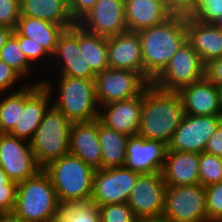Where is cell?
Returning <instances> with one entry per match:
<instances>
[{
	"label": "cell",
	"mask_w": 222,
	"mask_h": 222,
	"mask_svg": "<svg viewBox=\"0 0 222 222\" xmlns=\"http://www.w3.org/2000/svg\"><path fill=\"white\" fill-rule=\"evenodd\" d=\"M42 82L41 79L33 84L26 82L24 110L10 135L27 141L33 139L45 112L52 105V95Z\"/></svg>",
	"instance_id": "15"
},
{
	"label": "cell",
	"mask_w": 222,
	"mask_h": 222,
	"mask_svg": "<svg viewBox=\"0 0 222 222\" xmlns=\"http://www.w3.org/2000/svg\"><path fill=\"white\" fill-rule=\"evenodd\" d=\"M17 185H3L0 187V212H11L15 205Z\"/></svg>",
	"instance_id": "42"
},
{
	"label": "cell",
	"mask_w": 222,
	"mask_h": 222,
	"mask_svg": "<svg viewBox=\"0 0 222 222\" xmlns=\"http://www.w3.org/2000/svg\"><path fill=\"white\" fill-rule=\"evenodd\" d=\"M77 24L89 33L104 37L128 31L124 0H98Z\"/></svg>",
	"instance_id": "14"
},
{
	"label": "cell",
	"mask_w": 222,
	"mask_h": 222,
	"mask_svg": "<svg viewBox=\"0 0 222 222\" xmlns=\"http://www.w3.org/2000/svg\"><path fill=\"white\" fill-rule=\"evenodd\" d=\"M60 203L48 174L36 175L17 183L13 212L25 222H57Z\"/></svg>",
	"instance_id": "5"
},
{
	"label": "cell",
	"mask_w": 222,
	"mask_h": 222,
	"mask_svg": "<svg viewBox=\"0 0 222 222\" xmlns=\"http://www.w3.org/2000/svg\"><path fill=\"white\" fill-rule=\"evenodd\" d=\"M57 222H101L98 206L92 202L60 206Z\"/></svg>",
	"instance_id": "30"
},
{
	"label": "cell",
	"mask_w": 222,
	"mask_h": 222,
	"mask_svg": "<svg viewBox=\"0 0 222 222\" xmlns=\"http://www.w3.org/2000/svg\"><path fill=\"white\" fill-rule=\"evenodd\" d=\"M204 77L216 86L222 85V57L204 64Z\"/></svg>",
	"instance_id": "41"
},
{
	"label": "cell",
	"mask_w": 222,
	"mask_h": 222,
	"mask_svg": "<svg viewBox=\"0 0 222 222\" xmlns=\"http://www.w3.org/2000/svg\"><path fill=\"white\" fill-rule=\"evenodd\" d=\"M162 2L172 15L190 16L195 9L197 0H162Z\"/></svg>",
	"instance_id": "40"
},
{
	"label": "cell",
	"mask_w": 222,
	"mask_h": 222,
	"mask_svg": "<svg viewBox=\"0 0 222 222\" xmlns=\"http://www.w3.org/2000/svg\"><path fill=\"white\" fill-rule=\"evenodd\" d=\"M218 94H219V101H220V113L222 116V85L218 86Z\"/></svg>",
	"instance_id": "49"
},
{
	"label": "cell",
	"mask_w": 222,
	"mask_h": 222,
	"mask_svg": "<svg viewBox=\"0 0 222 222\" xmlns=\"http://www.w3.org/2000/svg\"><path fill=\"white\" fill-rule=\"evenodd\" d=\"M199 177L203 187L222 181V157L199 153Z\"/></svg>",
	"instance_id": "32"
},
{
	"label": "cell",
	"mask_w": 222,
	"mask_h": 222,
	"mask_svg": "<svg viewBox=\"0 0 222 222\" xmlns=\"http://www.w3.org/2000/svg\"><path fill=\"white\" fill-rule=\"evenodd\" d=\"M222 13V0H197L190 17L200 22L214 23Z\"/></svg>",
	"instance_id": "37"
},
{
	"label": "cell",
	"mask_w": 222,
	"mask_h": 222,
	"mask_svg": "<svg viewBox=\"0 0 222 222\" xmlns=\"http://www.w3.org/2000/svg\"><path fill=\"white\" fill-rule=\"evenodd\" d=\"M52 64L55 65L53 66ZM51 65L50 68L54 70L55 67L56 74L59 73L57 75L83 79H95L96 77L89 64L80 59L79 55L73 60H51Z\"/></svg>",
	"instance_id": "33"
},
{
	"label": "cell",
	"mask_w": 222,
	"mask_h": 222,
	"mask_svg": "<svg viewBox=\"0 0 222 222\" xmlns=\"http://www.w3.org/2000/svg\"><path fill=\"white\" fill-rule=\"evenodd\" d=\"M0 166L9 179L20 183L36 175L38 165L30 141L4 133L0 141Z\"/></svg>",
	"instance_id": "12"
},
{
	"label": "cell",
	"mask_w": 222,
	"mask_h": 222,
	"mask_svg": "<svg viewBox=\"0 0 222 222\" xmlns=\"http://www.w3.org/2000/svg\"><path fill=\"white\" fill-rule=\"evenodd\" d=\"M204 151L222 157V122L207 141Z\"/></svg>",
	"instance_id": "44"
},
{
	"label": "cell",
	"mask_w": 222,
	"mask_h": 222,
	"mask_svg": "<svg viewBox=\"0 0 222 222\" xmlns=\"http://www.w3.org/2000/svg\"><path fill=\"white\" fill-rule=\"evenodd\" d=\"M12 34L18 39L19 45L25 57L33 67L35 66L36 69H39L37 68V65L40 62H42V64L44 63L43 67L47 65V62L49 63L48 66H51L52 57L47 53V51L41 45H38L35 42H33L31 38L18 35L14 30Z\"/></svg>",
	"instance_id": "34"
},
{
	"label": "cell",
	"mask_w": 222,
	"mask_h": 222,
	"mask_svg": "<svg viewBox=\"0 0 222 222\" xmlns=\"http://www.w3.org/2000/svg\"><path fill=\"white\" fill-rule=\"evenodd\" d=\"M4 133L0 130V141H1V138L3 137Z\"/></svg>",
	"instance_id": "51"
},
{
	"label": "cell",
	"mask_w": 222,
	"mask_h": 222,
	"mask_svg": "<svg viewBox=\"0 0 222 222\" xmlns=\"http://www.w3.org/2000/svg\"><path fill=\"white\" fill-rule=\"evenodd\" d=\"M24 80L13 68L0 60V95L16 87L17 82ZM2 93V94H1Z\"/></svg>",
	"instance_id": "39"
},
{
	"label": "cell",
	"mask_w": 222,
	"mask_h": 222,
	"mask_svg": "<svg viewBox=\"0 0 222 222\" xmlns=\"http://www.w3.org/2000/svg\"><path fill=\"white\" fill-rule=\"evenodd\" d=\"M0 60L13 68L22 78L26 75L31 76L34 67L28 62L25 57L18 39L11 34L5 45L0 50Z\"/></svg>",
	"instance_id": "29"
},
{
	"label": "cell",
	"mask_w": 222,
	"mask_h": 222,
	"mask_svg": "<svg viewBox=\"0 0 222 222\" xmlns=\"http://www.w3.org/2000/svg\"><path fill=\"white\" fill-rule=\"evenodd\" d=\"M98 0H69V11L73 20L77 23L87 14Z\"/></svg>",
	"instance_id": "43"
},
{
	"label": "cell",
	"mask_w": 222,
	"mask_h": 222,
	"mask_svg": "<svg viewBox=\"0 0 222 222\" xmlns=\"http://www.w3.org/2000/svg\"><path fill=\"white\" fill-rule=\"evenodd\" d=\"M208 222H222V181L205 187Z\"/></svg>",
	"instance_id": "36"
},
{
	"label": "cell",
	"mask_w": 222,
	"mask_h": 222,
	"mask_svg": "<svg viewBox=\"0 0 222 222\" xmlns=\"http://www.w3.org/2000/svg\"><path fill=\"white\" fill-rule=\"evenodd\" d=\"M138 222H168L165 218H150V219H140Z\"/></svg>",
	"instance_id": "48"
},
{
	"label": "cell",
	"mask_w": 222,
	"mask_h": 222,
	"mask_svg": "<svg viewBox=\"0 0 222 222\" xmlns=\"http://www.w3.org/2000/svg\"><path fill=\"white\" fill-rule=\"evenodd\" d=\"M13 29L7 27V26H0V50L5 45L7 39L12 34Z\"/></svg>",
	"instance_id": "46"
},
{
	"label": "cell",
	"mask_w": 222,
	"mask_h": 222,
	"mask_svg": "<svg viewBox=\"0 0 222 222\" xmlns=\"http://www.w3.org/2000/svg\"><path fill=\"white\" fill-rule=\"evenodd\" d=\"M0 222H25L13 211L0 214Z\"/></svg>",
	"instance_id": "45"
},
{
	"label": "cell",
	"mask_w": 222,
	"mask_h": 222,
	"mask_svg": "<svg viewBox=\"0 0 222 222\" xmlns=\"http://www.w3.org/2000/svg\"><path fill=\"white\" fill-rule=\"evenodd\" d=\"M203 77L204 64L197 52L186 41L151 83L162 90L178 92L181 88Z\"/></svg>",
	"instance_id": "8"
},
{
	"label": "cell",
	"mask_w": 222,
	"mask_h": 222,
	"mask_svg": "<svg viewBox=\"0 0 222 222\" xmlns=\"http://www.w3.org/2000/svg\"><path fill=\"white\" fill-rule=\"evenodd\" d=\"M20 16V0H0V26L14 30Z\"/></svg>",
	"instance_id": "38"
},
{
	"label": "cell",
	"mask_w": 222,
	"mask_h": 222,
	"mask_svg": "<svg viewBox=\"0 0 222 222\" xmlns=\"http://www.w3.org/2000/svg\"><path fill=\"white\" fill-rule=\"evenodd\" d=\"M69 153L95 170L101 168L102 152L98 137V119L89 122H73Z\"/></svg>",
	"instance_id": "21"
},
{
	"label": "cell",
	"mask_w": 222,
	"mask_h": 222,
	"mask_svg": "<svg viewBox=\"0 0 222 222\" xmlns=\"http://www.w3.org/2000/svg\"><path fill=\"white\" fill-rule=\"evenodd\" d=\"M165 189L161 172L141 173L138 176L127 201L138 220L162 217Z\"/></svg>",
	"instance_id": "11"
},
{
	"label": "cell",
	"mask_w": 222,
	"mask_h": 222,
	"mask_svg": "<svg viewBox=\"0 0 222 222\" xmlns=\"http://www.w3.org/2000/svg\"><path fill=\"white\" fill-rule=\"evenodd\" d=\"M184 115L178 92L165 91L150 83L143 91L138 135L168 145Z\"/></svg>",
	"instance_id": "1"
},
{
	"label": "cell",
	"mask_w": 222,
	"mask_h": 222,
	"mask_svg": "<svg viewBox=\"0 0 222 222\" xmlns=\"http://www.w3.org/2000/svg\"><path fill=\"white\" fill-rule=\"evenodd\" d=\"M101 222H138L128 203L98 206Z\"/></svg>",
	"instance_id": "35"
},
{
	"label": "cell",
	"mask_w": 222,
	"mask_h": 222,
	"mask_svg": "<svg viewBox=\"0 0 222 222\" xmlns=\"http://www.w3.org/2000/svg\"><path fill=\"white\" fill-rule=\"evenodd\" d=\"M71 26L73 25L54 24L39 18L20 16L14 31L18 35L31 38L33 42L41 45L52 57L60 34L65 28Z\"/></svg>",
	"instance_id": "24"
},
{
	"label": "cell",
	"mask_w": 222,
	"mask_h": 222,
	"mask_svg": "<svg viewBox=\"0 0 222 222\" xmlns=\"http://www.w3.org/2000/svg\"><path fill=\"white\" fill-rule=\"evenodd\" d=\"M43 170L50 177L60 205L90 202L95 169L68 153Z\"/></svg>",
	"instance_id": "4"
},
{
	"label": "cell",
	"mask_w": 222,
	"mask_h": 222,
	"mask_svg": "<svg viewBox=\"0 0 222 222\" xmlns=\"http://www.w3.org/2000/svg\"><path fill=\"white\" fill-rule=\"evenodd\" d=\"M124 8L126 27L130 32L159 25L172 15L162 0H124Z\"/></svg>",
	"instance_id": "23"
},
{
	"label": "cell",
	"mask_w": 222,
	"mask_h": 222,
	"mask_svg": "<svg viewBox=\"0 0 222 222\" xmlns=\"http://www.w3.org/2000/svg\"><path fill=\"white\" fill-rule=\"evenodd\" d=\"M80 54L79 25L75 24L60 34L52 60H73Z\"/></svg>",
	"instance_id": "31"
},
{
	"label": "cell",
	"mask_w": 222,
	"mask_h": 222,
	"mask_svg": "<svg viewBox=\"0 0 222 222\" xmlns=\"http://www.w3.org/2000/svg\"><path fill=\"white\" fill-rule=\"evenodd\" d=\"M161 174L166 186L200 184L199 153L167 150Z\"/></svg>",
	"instance_id": "22"
},
{
	"label": "cell",
	"mask_w": 222,
	"mask_h": 222,
	"mask_svg": "<svg viewBox=\"0 0 222 222\" xmlns=\"http://www.w3.org/2000/svg\"><path fill=\"white\" fill-rule=\"evenodd\" d=\"M21 16L43 19L54 24H77L69 11V0H20Z\"/></svg>",
	"instance_id": "25"
},
{
	"label": "cell",
	"mask_w": 222,
	"mask_h": 222,
	"mask_svg": "<svg viewBox=\"0 0 222 222\" xmlns=\"http://www.w3.org/2000/svg\"><path fill=\"white\" fill-rule=\"evenodd\" d=\"M187 42L200 56L203 64L222 57V28L185 16Z\"/></svg>",
	"instance_id": "20"
},
{
	"label": "cell",
	"mask_w": 222,
	"mask_h": 222,
	"mask_svg": "<svg viewBox=\"0 0 222 222\" xmlns=\"http://www.w3.org/2000/svg\"><path fill=\"white\" fill-rule=\"evenodd\" d=\"M144 78L151 83L187 41L185 16L171 15L163 23L138 31Z\"/></svg>",
	"instance_id": "2"
},
{
	"label": "cell",
	"mask_w": 222,
	"mask_h": 222,
	"mask_svg": "<svg viewBox=\"0 0 222 222\" xmlns=\"http://www.w3.org/2000/svg\"><path fill=\"white\" fill-rule=\"evenodd\" d=\"M141 173L129 168L96 169L90 202L97 206L127 203Z\"/></svg>",
	"instance_id": "10"
},
{
	"label": "cell",
	"mask_w": 222,
	"mask_h": 222,
	"mask_svg": "<svg viewBox=\"0 0 222 222\" xmlns=\"http://www.w3.org/2000/svg\"><path fill=\"white\" fill-rule=\"evenodd\" d=\"M150 83L138 72L108 68L95 77L99 107L139 96Z\"/></svg>",
	"instance_id": "9"
},
{
	"label": "cell",
	"mask_w": 222,
	"mask_h": 222,
	"mask_svg": "<svg viewBox=\"0 0 222 222\" xmlns=\"http://www.w3.org/2000/svg\"><path fill=\"white\" fill-rule=\"evenodd\" d=\"M214 24H216L218 27L222 28V13L219 16V18L214 22Z\"/></svg>",
	"instance_id": "50"
},
{
	"label": "cell",
	"mask_w": 222,
	"mask_h": 222,
	"mask_svg": "<svg viewBox=\"0 0 222 222\" xmlns=\"http://www.w3.org/2000/svg\"><path fill=\"white\" fill-rule=\"evenodd\" d=\"M168 145L139 135L130 136L126 148L125 167L139 173L161 172Z\"/></svg>",
	"instance_id": "16"
},
{
	"label": "cell",
	"mask_w": 222,
	"mask_h": 222,
	"mask_svg": "<svg viewBox=\"0 0 222 222\" xmlns=\"http://www.w3.org/2000/svg\"><path fill=\"white\" fill-rule=\"evenodd\" d=\"M98 137L102 152L100 169L123 167L129 137L106 126L99 119Z\"/></svg>",
	"instance_id": "26"
},
{
	"label": "cell",
	"mask_w": 222,
	"mask_h": 222,
	"mask_svg": "<svg viewBox=\"0 0 222 222\" xmlns=\"http://www.w3.org/2000/svg\"><path fill=\"white\" fill-rule=\"evenodd\" d=\"M178 93L186 115H221L218 86L205 77L181 88Z\"/></svg>",
	"instance_id": "19"
},
{
	"label": "cell",
	"mask_w": 222,
	"mask_h": 222,
	"mask_svg": "<svg viewBox=\"0 0 222 222\" xmlns=\"http://www.w3.org/2000/svg\"><path fill=\"white\" fill-rule=\"evenodd\" d=\"M79 58L87 62L95 74L109 68L107 37L89 33L79 26Z\"/></svg>",
	"instance_id": "27"
},
{
	"label": "cell",
	"mask_w": 222,
	"mask_h": 222,
	"mask_svg": "<svg viewBox=\"0 0 222 222\" xmlns=\"http://www.w3.org/2000/svg\"><path fill=\"white\" fill-rule=\"evenodd\" d=\"M109 68L131 70L144 77V63L138 32L126 31L107 37Z\"/></svg>",
	"instance_id": "18"
},
{
	"label": "cell",
	"mask_w": 222,
	"mask_h": 222,
	"mask_svg": "<svg viewBox=\"0 0 222 222\" xmlns=\"http://www.w3.org/2000/svg\"><path fill=\"white\" fill-rule=\"evenodd\" d=\"M56 80L58 82L55 81V86L54 82L51 83V79L50 81L44 79L42 82L51 95L58 90V94L54 97L57 98L52 97V105L55 108L72 122H89L98 119L100 107L96 99L95 79L59 75Z\"/></svg>",
	"instance_id": "3"
},
{
	"label": "cell",
	"mask_w": 222,
	"mask_h": 222,
	"mask_svg": "<svg viewBox=\"0 0 222 222\" xmlns=\"http://www.w3.org/2000/svg\"><path fill=\"white\" fill-rule=\"evenodd\" d=\"M8 94L5 92L0 100V130L3 133H10L23 113L25 85L10 91Z\"/></svg>",
	"instance_id": "28"
},
{
	"label": "cell",
	"mask_w": 222,
	"mask_h": 222,
	"mask_svg": "<svg viewBox=\"0 0 222 222\" xmlns=\"http://www.w3.org/2000/svg\"><path fill=\"white\" fill-rule=\"evenodd\" d=\"M73 122L51 105L30 141L38 165L43 169L69 153Z\"/></svg>",
	"instance_id": "6"
},
{
	"label": "cell",
	"mask_w": 222,
	"mask_h": 222,
	"mask_svg": "<svg viewBox=\"0 0 222 222\" xmlns=\"http://www.w3.org/2000/svg\"><path fill=\"white\" fill-rule=\"evenodd\" d=\"M162 217L168 222H208L205 187L166 186Z\"/></svg>",
	"instance_id": "7"
},
{
	"label": "cell",
	"mask_w": 222,
	"mask_h": 222,
	"mask_svg": "<svg viewBox=\"0 0 222 222\" xmlns=\"http://www.w3.org/2000/svg\"><path fill=\"white\" fill-rule=\"evenodd\" d=\"M142 106L143 92L128 100L100 106L98 119L106 126L128 137L138 135Z\"/></svg>",
	"instance_id": "17"
},
{
	"label": "cell",
	"mask_w": 222,
	"mask_h": 222,
	"mask_svg": "<svg viewBox=\"0 0 222 222\" xmlns=\"http://www.w3.org/2000/svg\"><path fill=\"white\" fill-rule=\"evenodd\" d=\"M222 122V116L184 115L173 133L168 150L202 153L207 141Z\"/></svg>",
	"instance_id": "13"
},
{
	"label": "cell",
	"mask_w": 222,
	"mask_h": 222,
	"mask_svg": "<svg viewBox=\"0 0 222 222\" xmlns=\"http://www.w3.org/2000/svg\"><path fill=\"white\" fill-rule=\"evenodd\" d=\"M3 185H17V183L11 181L6 172L0 166V187Z\"/></svg>",
	"instance_id": "47"
}]
</instances>
